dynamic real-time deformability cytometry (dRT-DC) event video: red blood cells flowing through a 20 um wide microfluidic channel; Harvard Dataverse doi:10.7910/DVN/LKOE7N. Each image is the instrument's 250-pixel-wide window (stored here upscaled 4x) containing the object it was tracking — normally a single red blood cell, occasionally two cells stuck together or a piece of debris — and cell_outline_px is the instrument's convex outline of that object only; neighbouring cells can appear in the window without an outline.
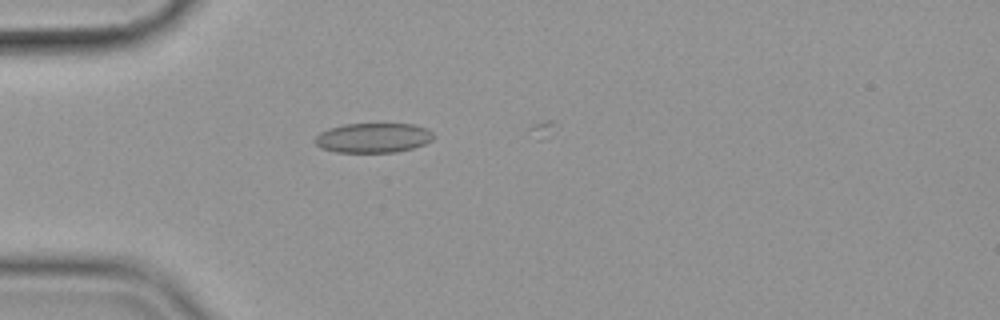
{"species": "common noctule bat (a hibernating species)", "species_latin": "Nyctalus noctula", "temperature_condition": "cold", "stored_images_in_passage": 3, "camera_frame_rate_fps": 3000, "um_per_image_px": 0.085, "animal": {"sex": "female", "body_mass_g": 19.9}, "frame": {"image": 1, "passage_image": 2, "time_ms": 0.333, "image_size_px": [1000, 320], "cell_outline_px": [[436, 136], [432, 140], [424, 144], [412, 148], [396, 152], [336, 152], [320, 148], [312, 140], [320, 132], [328, 128], [344, 124], [412, 124], [428, 128]], "centroid_in_image_um": [31.71, 11.71], "position_along_channel_um": 53.3, "area_um2": 20.69}}